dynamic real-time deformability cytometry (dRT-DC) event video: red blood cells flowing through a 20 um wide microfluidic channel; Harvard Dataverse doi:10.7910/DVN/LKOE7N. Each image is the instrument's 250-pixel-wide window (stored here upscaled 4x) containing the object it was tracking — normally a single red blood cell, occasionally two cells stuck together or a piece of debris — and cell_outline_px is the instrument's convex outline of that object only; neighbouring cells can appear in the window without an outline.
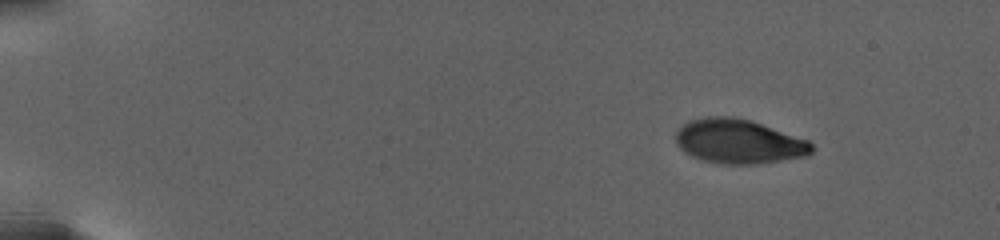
{"species": "human", "species_latin": "Homo sapiens", "temperature_condition": "warm", "stored_images_in_passage": 40, "camera_frame_rate_fps": 3000, "um_per_image_px": 0.085, "donor": {"sex": "female"}, "frame": {"image": 1, "passage_image": 1, "time_ms": 0.0, "image_size_px": [1000, 240], "cell_outline_px": [[812, 152], [808, 156], [756, 164], [720, 164], [704, 160], [692, 156], [684, 152], [676, 144], [676, 132], [688, 120], [708, 116], [732, 116], [752, 120], [808, 140], [812, 144]], "centroid_in_image_um": [62.79, 12.01], "position_along_channel_um": 22.2, "area_um2": 35.26}}
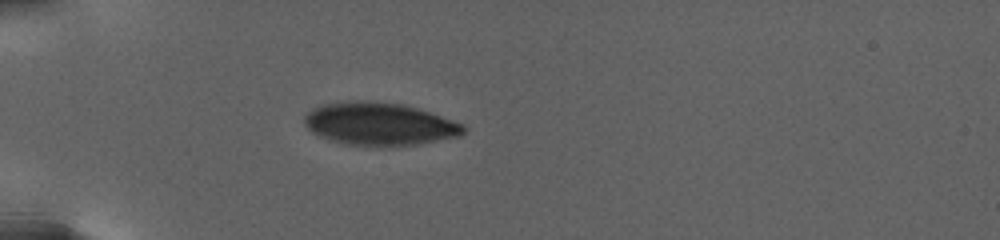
{"frame": {"image": 2, "passage_image": 19, "time_ms": 5.0, "image_size_px": [1000, 240], "cell_outline_px": [[468, 128], [460, 136], [416, 144], [380, 148], [344, 144], [328, 140], [312, 132], [304, 124], [304, 116], [312, 108], [324, 104], [352, 100], [364, 100], [400, 104], [416, 108], [464, 124]], "centroid_in_image_um": [32.22, 10.56], "position_along_channel_um": 52.8, "area_um2": 40.0}}
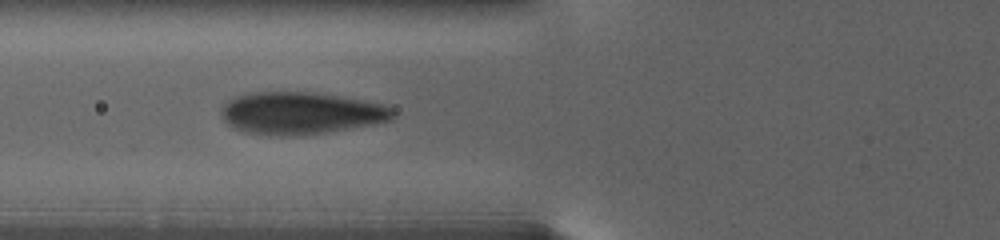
{"frame": {"image": 3, "passage_image": 39, "time_ms": 7.667, "image_size_px": [1000, 240], "cell_outline_px": [[396, 116], [392, 120], [372, 124], [324, 132], [296, 136], [268, 136], [240, 132], [232, 128], [224, 120], [220, 112], [224, 104], [228, 100], [244, 92], [316, 92], [364, 100], [384, 104], [392, 108], [396, 112]], "centroid_in_image_um": [25.53, 9.62], "position_along_channel_um": 100.3, "area_um2": 42.83}}